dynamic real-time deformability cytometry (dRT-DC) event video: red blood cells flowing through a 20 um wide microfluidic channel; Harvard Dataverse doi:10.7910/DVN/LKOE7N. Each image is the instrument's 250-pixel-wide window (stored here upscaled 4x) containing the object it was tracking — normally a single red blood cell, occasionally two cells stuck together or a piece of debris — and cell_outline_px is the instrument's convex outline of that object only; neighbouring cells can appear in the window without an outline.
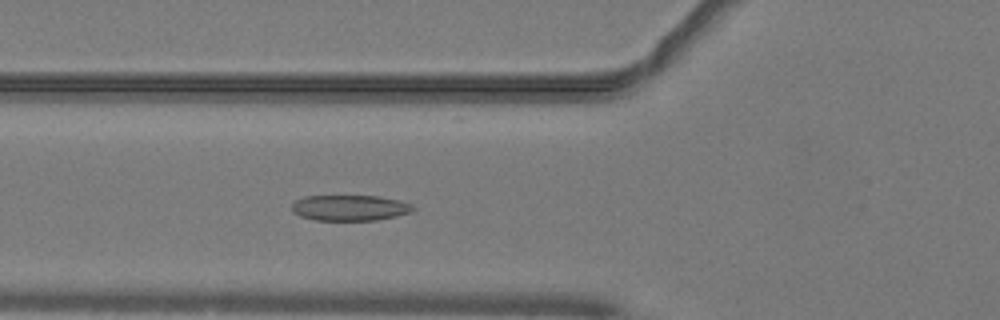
{"species": "common noctule bat (a hibernating species)", "species_latin": "Nyctalus noctula", "temperature_condition": "warm", "stored_images_in_passage": 22, "camera_frame_rate_fps": 3000, "um_per_image_px": 0.085, "animal": {"sex": "male", "body_mass_g": 19.2, "forearm_length_mm": 51.8}, "frame": {"image": 1, "passage_image": 10, "time_ms": 3.0, "image_size_px": [1000, 320], "cell_outline_px": [[416, 208], [408, 212], [396, 216], [376, 220], [316, 220], [300, 216], [292, 212], [292, 204], [296, 200], [304, 196], [380, 196], [400, 200], [412, 204]], "centroid_in_image_um": [29.73, 17.66], "position_along_channel_um": 96.1, "area_um2": 18.15}}
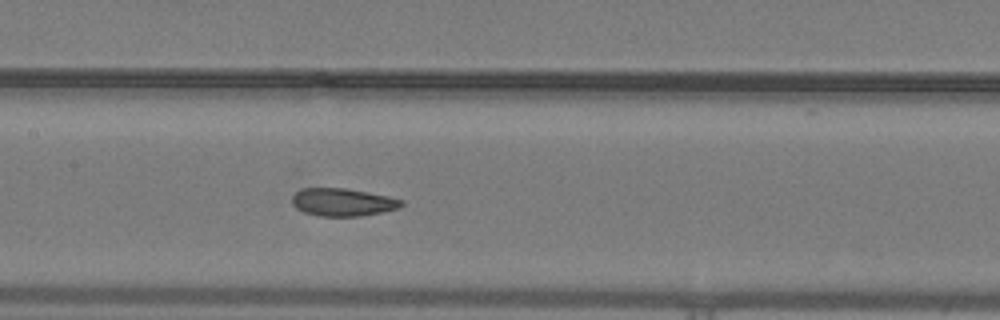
{"frame": {"image": 2, "passage_image": 16, "time_ms": 5.0, "image_size_px": [1000, 320], "cell_outline_px": [[404, 204], [400, 208], [360, 216], [320, 216], [304, 212], [296, 208], [292, 204], [292, 196], [300, 188], [344, 188], [368, 192], [388, 196], [404, 200]], "centroid_in_image_um": [29.13, 17.18], "position_along_channel_um": 178.3, "area_um2": 17.74}}
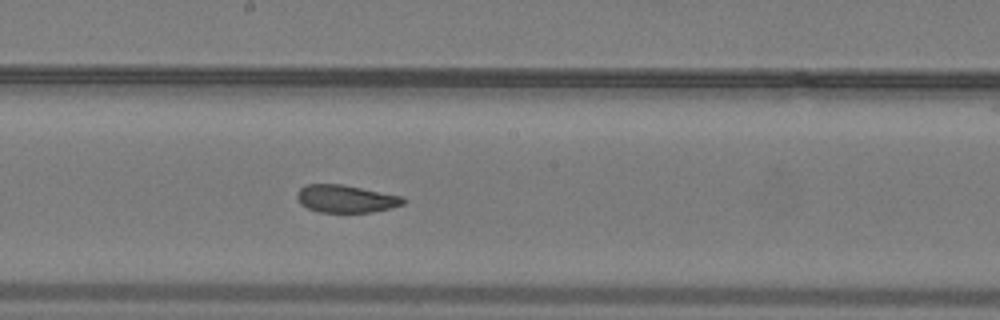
{"frame": {"image": 3, "passage_image": 19, "time_ms": 6.0, "image_size_px": [1000, 320], "cell_outline_px": [[408, 200], [404, 204], [372, 212], [320, 212], [308, 208], [300, 204], [296, 196], [296, 192], [300, 188], [308, 184], [344, 184], [404, 196]], "centroid_in_image_um": [29.42, 16.88], "position_along_channel_um": 218.8, "area_um2": 17.28}}